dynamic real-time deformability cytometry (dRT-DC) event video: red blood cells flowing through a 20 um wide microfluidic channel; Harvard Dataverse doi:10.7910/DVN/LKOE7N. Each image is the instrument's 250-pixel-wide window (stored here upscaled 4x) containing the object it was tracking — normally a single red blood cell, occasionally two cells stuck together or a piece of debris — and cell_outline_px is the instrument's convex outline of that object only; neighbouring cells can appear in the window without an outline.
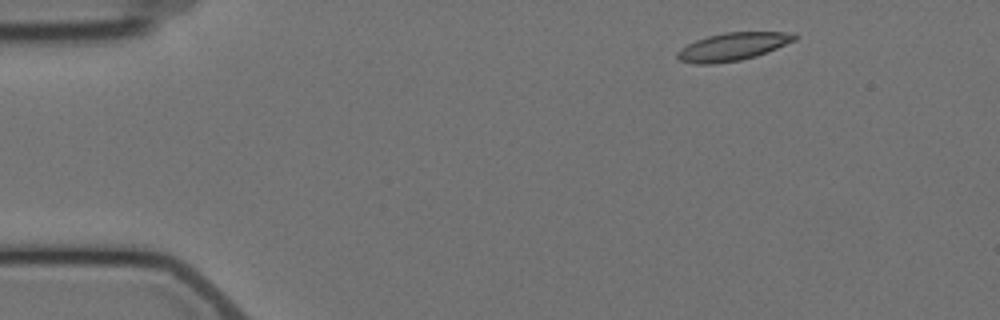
{"species": "Egyptian fruit bat (a non-hibernating species)", "species_latin": "Rousettus aegyptiacus", "temperature_condition": "cold", "stored_images_in_passage": 7, "camera_frame_rate_fps": 3000, "um_per_image_px": 0.085, "animal": {"sex": "female"}, "frame": {"image": 1, "passage_image": 1, "time_ms": 0.0, "image_size_px": [1000, 320], "cell_outline_px": [[800, 36], [796, 40], [756, 56], [740, 60], [712, 64], [696, 64], [680, 60], [676, 56], [676, 52], [680, 48], [696, 40], [708, 36], [724, 32], [796, 32]], "centroid_in_image_um": [62.31, 3.95], "position_along_channel_um": 22.7, "area_um2": 19.07}}
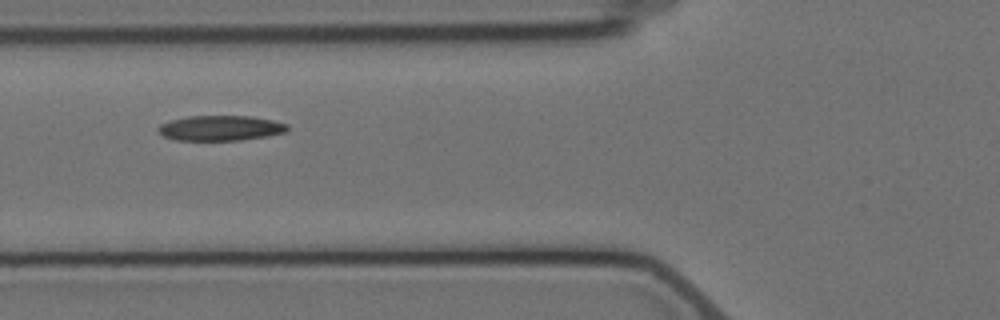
{"frame": {"image": 2, "passage_image": 5, "time_ms": 4.667, "image_size_px": [1000, 320], "cell_outline_px": [[288, 128], [284, 132], [268, 136], [240, 140], [176, 140], [164, 136], [156, 128], [160, 124], [172, 120], [188, 116], [252, 116], [272, 120], [288, 124]], "centroid_in_image_um": [18.74, 10.88], "position_along_channel_um": 107.1, "area_um2": 18.84}}
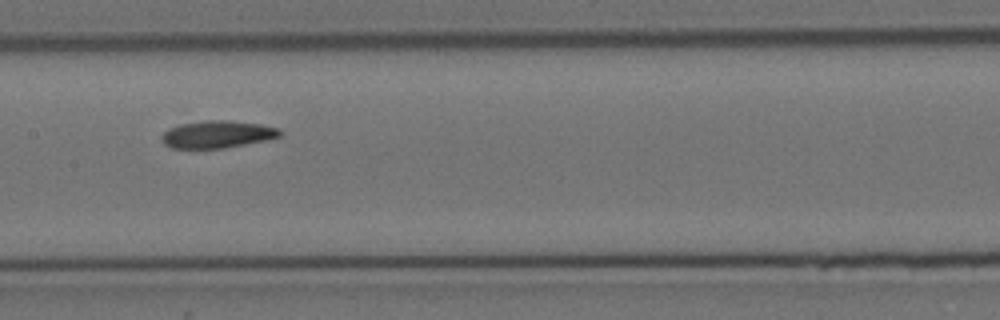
{"frame": {"image": 3, "passage_image": 7, "time_ms": 7.0, "image_size_px": [1000, 320], "cell_outline_px": [[284, 132], [280, 136], [264, 140], [224, 148], [172, 148], [164, 144], [160, 136], [168, 128], [180, 124], [204, 120], [228, 120], [260, 124], [280, 128]], "centroid_in_image_um": [18.46, 11.41], "position_along_channel_um": 188.9, "area_um2": 18.84}}